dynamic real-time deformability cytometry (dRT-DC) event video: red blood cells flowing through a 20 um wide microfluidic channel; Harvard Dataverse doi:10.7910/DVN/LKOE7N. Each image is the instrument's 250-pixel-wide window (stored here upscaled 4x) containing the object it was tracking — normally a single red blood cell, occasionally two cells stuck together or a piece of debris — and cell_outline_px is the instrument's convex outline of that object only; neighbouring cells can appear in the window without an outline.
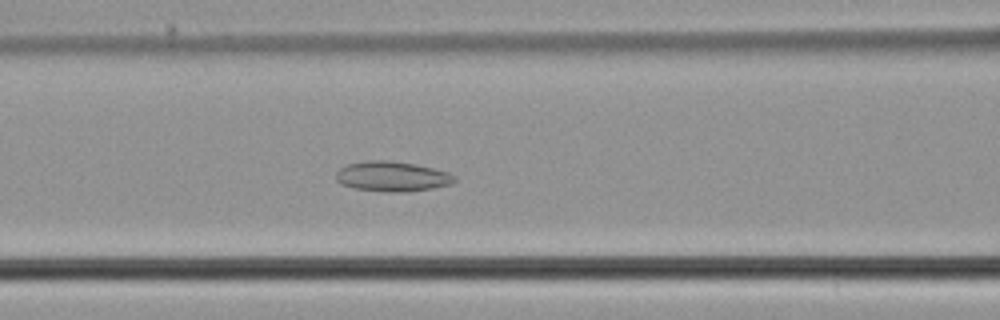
{"species": "common noctule bat (a hibernating species)", "species_latin": "Nyctalus noctula", "temperature_condition": "cold", "stored_images_in_passage": 57, "camera_frame_rate_fps": 3000, "um_per_image_px": 0.085, "animal": {"sex": "male", "body_mass_g": 21.5, "forearm_length_mm": 52.0}, "frame": {"image": 1, "passage_image": 25, "time_ms": 8.0, "image_size_px": [1000, 320], "cell_outline_px": [[456, 180], [452, 184], [432, 188], [404, 192], [388, 192], [356, 188], [340, 184], [336, 180], [336, 172], [340, 168], [348, 164], [368, 160], [388, 160], [416, 164], [448, 172], [456, 176]], "centroid_in_image_um": [33.34, 14.99], "position_along_channel_um": 133.3, "area_um2": 20.75}}
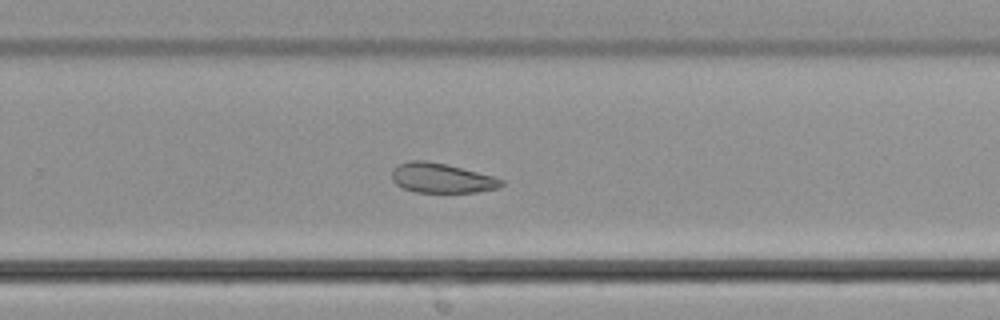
{"frame": {"image": 2, "passage_image": 38, "time_ms": 12.333, "image_size_px": [1000, 320], "cell_outline_px": [[504, 184], [500, 188], [476, 192], [416, 192], [404, 188], [396, 184], [392, 180], [392, 168], [396, 164], [412, 160], [424, 160], [444, 164], [492, 176], [504, 180]], "centroid_in_image_um": [37.51, 15.14], "position_along_channel_um": 292.3, "area_um2": 18.84}}
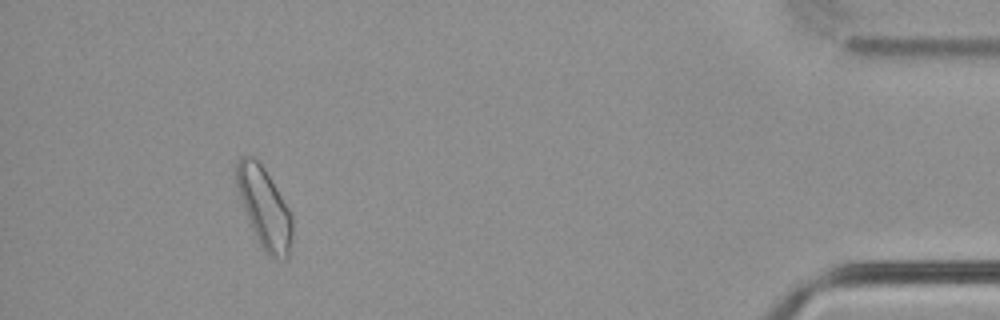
{"frame": {"image": 3, "passage_image": 53, "time_ms": 17.333, "image_size_px": [1000, 320], "cell_outline_px": [[292, 236], [288, 256], [284, 260], [272, 256], [264, 252], [252, 228], [240, 196], [236, 184], [236, 164], [240, 156], [252, 156], [264, 168], [288, 208], [292, 216]], "centroid_in_image_um": [22.47, 17.66], "position_along_channel_um": 412.7, "area_um2": 25.37}}